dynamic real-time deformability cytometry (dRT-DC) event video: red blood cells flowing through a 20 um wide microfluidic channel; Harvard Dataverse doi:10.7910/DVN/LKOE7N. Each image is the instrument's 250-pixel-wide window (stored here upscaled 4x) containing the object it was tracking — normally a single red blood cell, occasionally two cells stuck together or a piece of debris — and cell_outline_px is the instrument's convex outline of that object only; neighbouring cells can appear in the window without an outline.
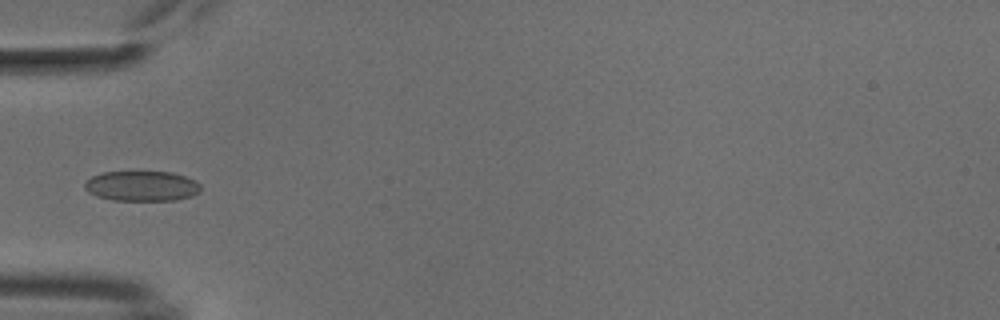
{"species": "common noctule bat (a hibernating species)", "species_latin": "Nyctalus noctula", "temperature_condition": "cold", "stored_images_in_passage": 36, "camera_frame_rate_fps": 3000, "um_per_image_px": 0.085, "animal": {"sex": "male", "body_mass_g": 18.8}, "frame": {"image": 1, "passage_image": 1, "time_ms": 0.0, "image_size_px": [1000, 320], "cell_outline_px": [[200, 192], [192, 196], [176, 200], [112, 200], [96, 196], [88, 192], [84, 188], [84, 184], [92, 176], [104, 172], [172, 172], [196, 180], [200, 184]], "centroid_in_image_um": [12.07, 15.81], "position_along_channel_um": 72.9, "area_um2": 20.4}}
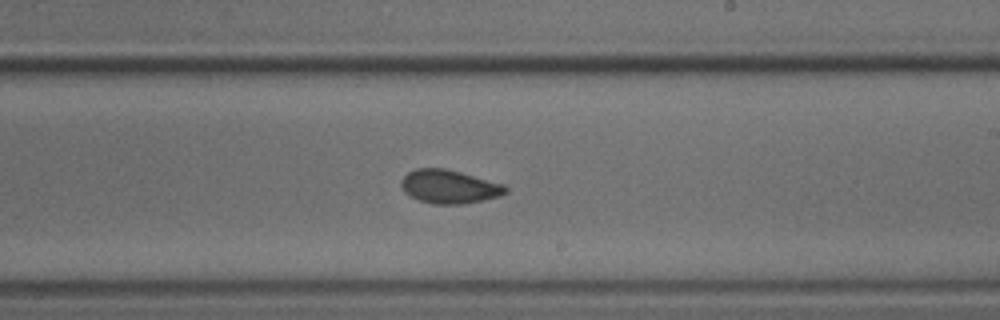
{"frame": {"image": 2, "passage_image": 15, "time_ms": 4.667, "image_size_px": [1000, 320], "cell_outline_px": [[508, 192], [500, 196], [484, 200], [460, 204], [432, 204], [420, 200], [404, 192], [400, 184], [400, 180], [408, 172], [416, 168], [444, 168], [460, 172], [504, 184], [508, 188]], "centroid_in_image_um": [38.19, 15.86], "position_along_channel_um": 250.8, "area_um2": 20.4}}
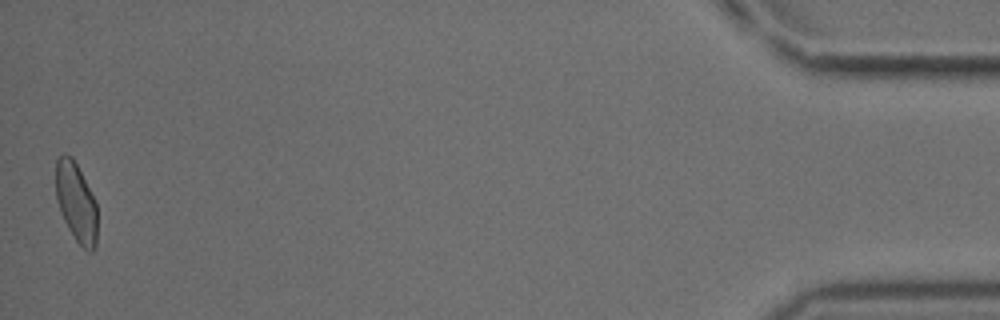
{"frame": {"image": 3, "passage_image": 36, "time_ms": 11.667, "image_size_px": [1000, 320], "cell_outline_px": [[96, 248], [92, 252], [88, 252], [76, 240], [68, 228], [60, 212], [56, 200], [56, 160], [64, 152], [72, 156], [96, 204]], "centroid_in_image_um": [6.45, 17.2], "position_along_channel_um": 428.8, "area_um2": 18.9}, "authors_computed_cell_mechanics": {"area_um2": 19.8832, "velocity_mm_per_s": 3.8013, "shape_relaxation_time_tau1_ms": null, "shape_relaxation_time_tau2_ms": 1.4527, "deformation_change_tau1": null, "deformation_change_tau2": 0.0426}}